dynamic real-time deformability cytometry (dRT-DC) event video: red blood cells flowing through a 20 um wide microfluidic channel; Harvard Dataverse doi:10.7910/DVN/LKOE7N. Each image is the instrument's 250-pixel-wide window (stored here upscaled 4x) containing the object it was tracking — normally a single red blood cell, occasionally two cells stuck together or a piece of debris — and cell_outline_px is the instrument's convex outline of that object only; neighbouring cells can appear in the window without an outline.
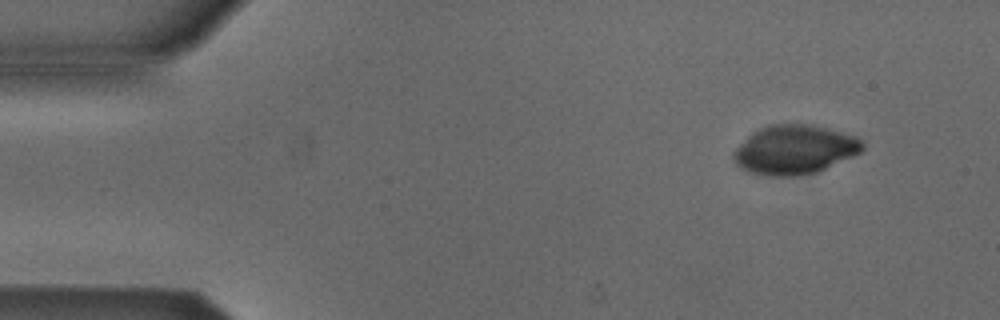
{"species": "Egyptian fruit bat (a non-hibernating species)", "species_latin": "Rousettus aegyptiacus", "temperature_condition": "cold", "stored_images_in_passage": 8, "camera_frame_rate_fps": 3000, "um_per_image_px": 0.085, "animal": {"sex": "male"}, "frame": {"image": 1, "passage_image": 2, "time_ms": 1.333, "image_size_px": [1000, 320], "cell_outline_px": [[864, 148], [860, 152], [852, 156], [816, 172], [796, 176], [768, 176], [748, 172], [740, 168], [736, 164], [732, 156], [736, 148], [752, 132], [768, 124], [808, 124], [856, 136], [864, 144]], "centroid_in_image_um": [67.5, 12.73], "position_along_channel_um": 17.5, "area_um2": 36.65}}